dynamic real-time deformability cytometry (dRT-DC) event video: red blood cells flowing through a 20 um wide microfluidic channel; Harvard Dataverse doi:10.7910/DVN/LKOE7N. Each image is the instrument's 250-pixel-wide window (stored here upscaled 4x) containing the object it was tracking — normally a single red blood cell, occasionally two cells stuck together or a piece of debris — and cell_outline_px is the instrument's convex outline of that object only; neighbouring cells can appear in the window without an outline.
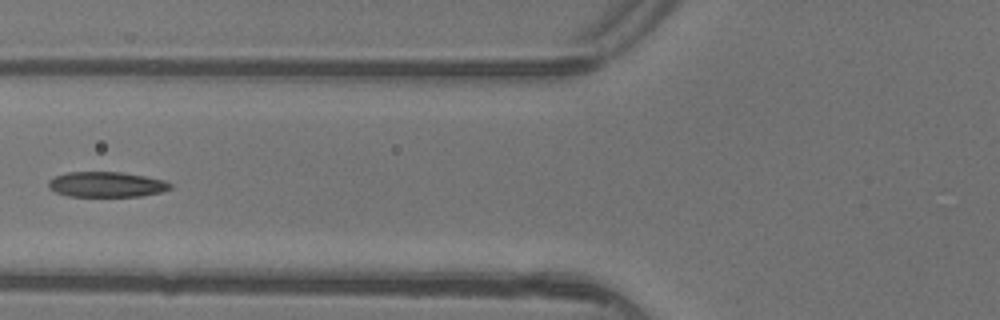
{"species": "common noctule bat (a hibernating species)", "species_latin": "Nyctalus noctula", "temperature_condition": "warm", "stored_images_in_passage": 5, "camera_frame_rate_fps": 3000, "um_per_image_px": 0.085, "animal": {"sex": "female"}, "frame": {"image": 1, "passage_image": 5, "time_ms": 1.333, "image_size_px": [1000, 320], "cell_outline_px": [[172, 188], [160, 192], [140, 196], [68, 196], [56, 192], [48, 188], [48, 180], [56, 176], [68, 172], [120, 172], [144, 176], [164, 180], [172, 184]], "centroid_in_image_um": [9.04, 15.68], "position_along_channel_um": 116.8, "area_um2": 17.86}}